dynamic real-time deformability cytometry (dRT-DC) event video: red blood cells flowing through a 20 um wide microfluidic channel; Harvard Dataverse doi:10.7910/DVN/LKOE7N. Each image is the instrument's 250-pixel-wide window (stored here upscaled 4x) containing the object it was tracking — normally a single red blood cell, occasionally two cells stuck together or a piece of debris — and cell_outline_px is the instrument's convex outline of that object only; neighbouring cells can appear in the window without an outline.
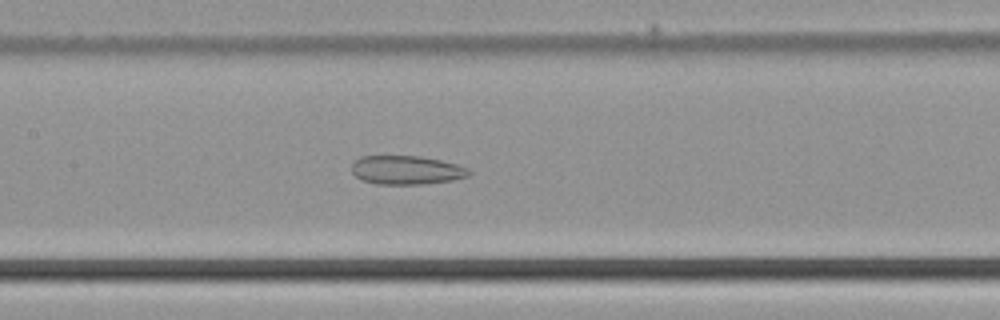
{"species": "common noctule bat (a hibernating species)", "species_latin": "Nyctalus noctula", "temperature_condition": "cold", "stored_images_in_passage": 48, "camera_frame_rate_fps": 3000, "um_per_image_px": 0.085, "animal": {"sex": "male", "body_mass_g": 21.5, "forearm_length_mm": 52.0}, "frame": {"image": 1, "passage_image": 21, "time_ms": 6.667, "image_size_px": [1000, 320], "cell_outline_px": [[472, 172], [468, 176], [452, 180], [424, 184], [376, 184], [360, 180], [352, 172], [352, 164], [360, 156], [420, 156], [440, 160], [456, 164], [468, 168]], "centroid_in_image_um": [34.54, 14.46], "position_along_channel_um": 172.9, "area_um2": 19.71}}
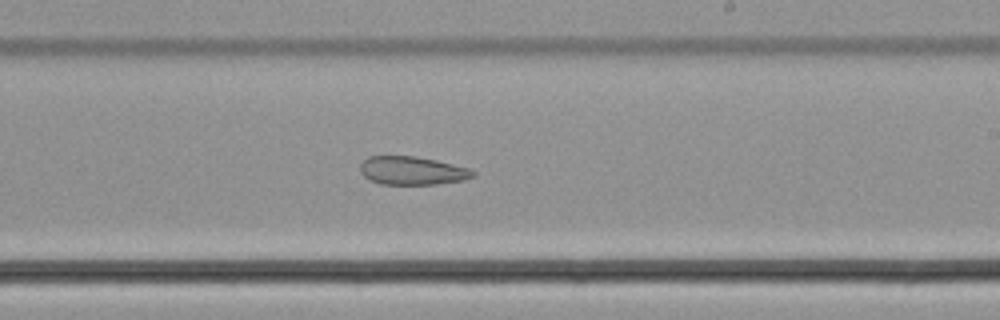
{"frame": {"image": 2, "passage_image": 27, "time_ms": 8.667, "image_size_px": [1000, 320], "cell_outline_px": [[476, 176], [464, 180], [436, 184], [380, 184], [368, 180], [360, 172], [360, 164], [368, 156], [416, 156], [436, 160], [468, 168], [476, 172]], "centroid_in_image_um": [35.03, 14.51], "position_along_channel_um": 254.0, "area_um2": 18.73}}
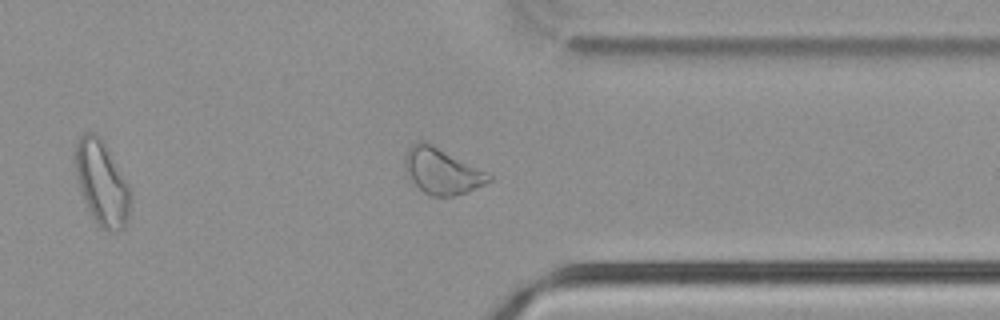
{"frame": {"image": 3, "passage_image": 36, "time_ms": 11.667, "image_size_px": [1000, 320], "cell_outline_px": [[492, 180], [468, 192], [452, 196], [432, 196], [424, 192], [412, 180], [404, 168], [404, 160], [408, 148], [412, 144], [420, 140], [424, 140], [432, 144], [492, 176]], "centroid_in_image_um": [37.52, 14.54], "position_along_channel_um": 373.9, "area_um2": 21.91}}